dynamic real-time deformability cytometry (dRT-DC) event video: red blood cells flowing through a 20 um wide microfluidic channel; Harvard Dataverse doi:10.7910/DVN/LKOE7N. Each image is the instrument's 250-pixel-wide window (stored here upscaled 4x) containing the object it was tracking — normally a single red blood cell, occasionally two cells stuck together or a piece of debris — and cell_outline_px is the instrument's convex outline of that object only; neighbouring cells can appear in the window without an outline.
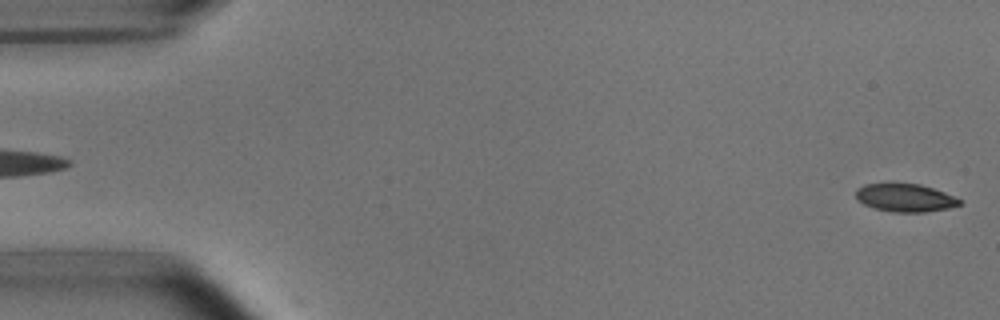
{"species": "common noctule bat (a hibernating species)", "species_latin": "Nyctalus noctula", "temperature_condition": "room temperature", "stored_images_in_passage": 5, "camera_frame_rate_fps": 3000, "um_per_image_px": 0.085, "animal": {"sex": "male", "body_mass_g": 15.6}, "frame": {"image": 1, "passage_image": 5, "time_ms": 5.667, "image_size_px": [1000, 320], "cell_outline_px": [[960, 204], [948, 208], [924, 212], [892, 212], [876, 208], [864, 204], [856, 196], [856, 188], [864, 184], [892, 180], [920, 184], [944, 192], [960, 200]], "centroid_in_image_um": [76.86, 16.75], "position_along_channel_um": 8.1, "area_um2": 17.34}}